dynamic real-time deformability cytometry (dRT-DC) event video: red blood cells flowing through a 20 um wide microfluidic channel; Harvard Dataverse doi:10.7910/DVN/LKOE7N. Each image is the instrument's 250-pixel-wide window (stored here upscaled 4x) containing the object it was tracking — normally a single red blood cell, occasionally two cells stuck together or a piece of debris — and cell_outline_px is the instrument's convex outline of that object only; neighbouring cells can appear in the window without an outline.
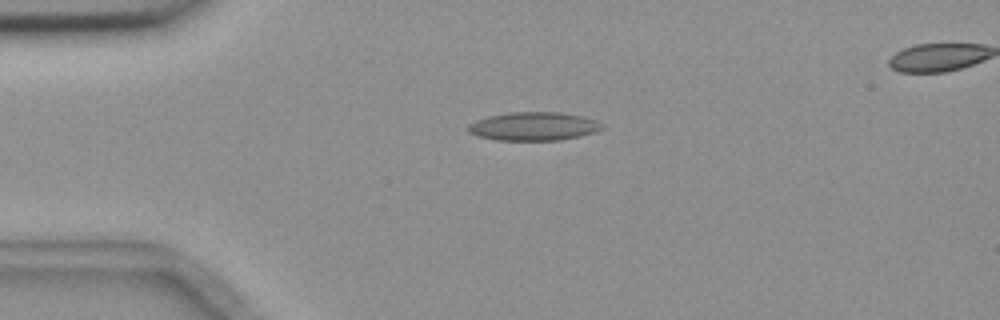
{"species": "common noctule bat (a hibernating species)", "species_latin": "Nyctalus noctula", "temperature_condition": "room temperature", "stored_images_in_passage": 3, "segment_of_instrument_passage": [1, 2], "camera_frame_rate_fps": 3000, "um_per_image_px": 0.085, "animal": {"sex": "female", "body_mass_g": 18.4}, "frame": {"image": 1, "passage_image": 1, "time_ms": 0.0, "image_size_px": [1000, 320], "cell_outline_px": [[604, 128], [596, 132], [580, 136], [560, 140], [496, 140], [480, 136], [468, 132], [468, 124], [476, 120], [488, 116], [508, 112], [560, 112], [584, 116], [596, 120], [604, 124]], "centroid_in_image_um": [45.4, 10.73], "position_along_channel_um": 39.6, "area_um2": 22.37}}